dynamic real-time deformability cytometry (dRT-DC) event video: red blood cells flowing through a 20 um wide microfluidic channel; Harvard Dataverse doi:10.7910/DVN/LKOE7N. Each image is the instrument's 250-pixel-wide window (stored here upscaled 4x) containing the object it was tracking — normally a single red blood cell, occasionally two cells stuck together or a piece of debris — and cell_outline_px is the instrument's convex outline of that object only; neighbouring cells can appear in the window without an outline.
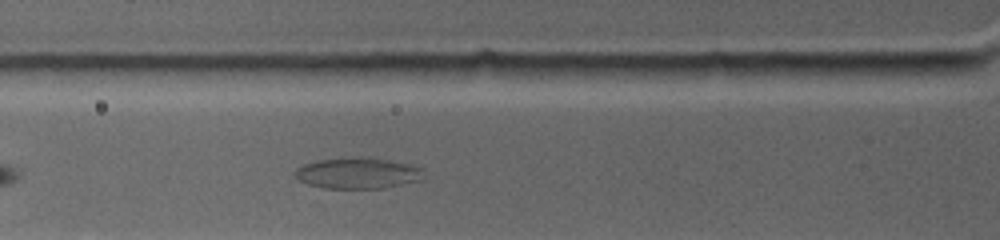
{"species": "common noctule bat (a hibernating species)", "species_latin": "Nyctalus noctula", "temperature_condition": "warm", "stored_images_in_passage": 4, "camera_frame_rate_fps": 4500, "um_per_image_px": 0.085, "animal": {"sex": "female", "body_mass_g": 19.0, "forearm_length_mm": 53.3}, "frame": {"image": 1, "passage_image": 4, "time_ms": 2.667, "image_size_px": [1000, 240], "cell_outline_px": [[424, 176], [420, 180], [384, 188], [324, 188], [308, 184], [300, 180], [296, 176], [296, 168], [304, 164], [320, 160], [356, 156], [388, 160], [408, 164], [420, 168]], "centroid_in_image_um": [30.4, 14.72], "position_along_channel_um": 95.4, "area_um2": 22.95}}